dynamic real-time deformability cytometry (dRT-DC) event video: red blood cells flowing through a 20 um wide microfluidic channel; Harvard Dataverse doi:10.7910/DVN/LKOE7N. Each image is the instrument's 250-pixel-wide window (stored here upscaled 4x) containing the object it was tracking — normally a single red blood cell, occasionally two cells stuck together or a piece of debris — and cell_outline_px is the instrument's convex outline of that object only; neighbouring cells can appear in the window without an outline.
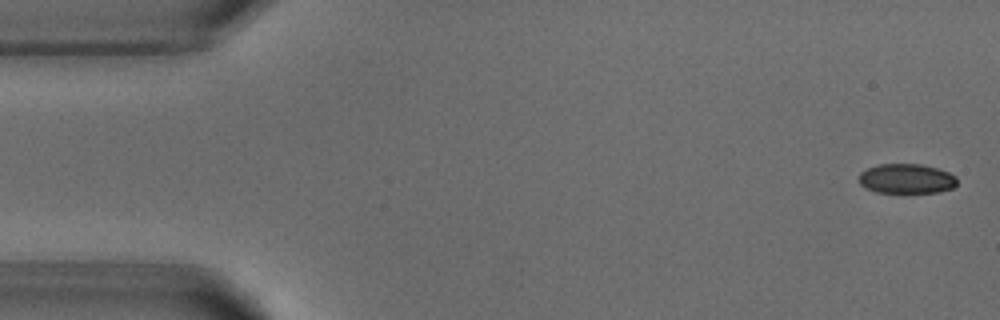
{"species": "common noctule bat (a hibernating species)", "species_latin": "Nyctalus noctula", "temperature_condition": "warm", "stored_images_in_passage": 5, "camera_frame_rate_fps": 3000, "um_per_image_px": 0.085, "animal": {"sex": "male", "body_mass_g": 18.8}, "frame": {"image": 1, "passage_image": 1, "time_ms": 0.0, "image_size_px": [1000, 320], "cell_outline_px": [[956, 184], [952, 188], [936, 192], [904, 196], [876, 192], [864, 188], [860, 184], [860, 172], [868, 168], [880, 164], [920, 164], [936, 168], [948, 172], [956, 176]], "centroid_in_image_um": [77.03, 15.25], "position_along_channel_um": 8.0, "area_um2": 17.69}}
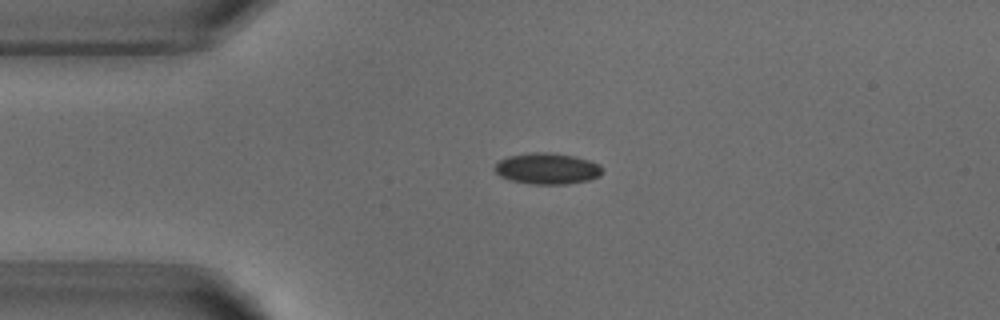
{"frame": {"image": 2, "passage_image": 4, "time_ms": 3.333, "image_size_px": [1000, 320], "cell_outline_px": [[604, 168], [600, 176], [588, 180], [568, 184], [532, 184], [508, 180], [500, 176], [492, 168], [500, 160], [508, 156], [532, 152], [548, 152], [576, 156], [600, 164]], "centroid_in_image_um": [46.52, 14.33], "position_along_channel_um": 38.5, "area_um2": 19.77}}